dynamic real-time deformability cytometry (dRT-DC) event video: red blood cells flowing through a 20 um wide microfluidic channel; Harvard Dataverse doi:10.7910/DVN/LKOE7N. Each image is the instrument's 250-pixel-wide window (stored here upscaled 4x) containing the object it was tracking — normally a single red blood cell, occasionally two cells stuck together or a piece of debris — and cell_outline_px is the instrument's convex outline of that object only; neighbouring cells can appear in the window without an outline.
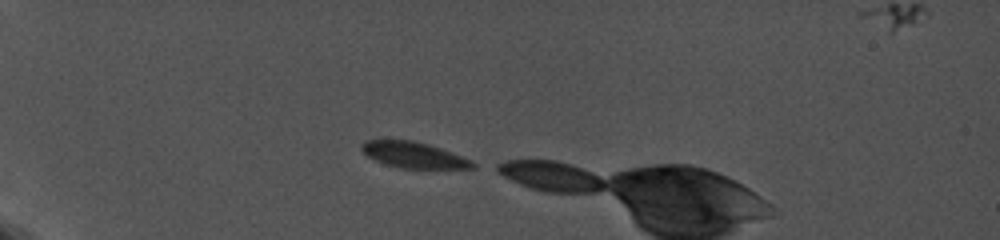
{"species": "common noctule bat (a hibernating species)", "species_latin": "Nyctalus noctula", "temperature_condition": "cold", "stored_images_in_passage": 6, "camera_frame_rate_fps": 5000, "um_per_image_px": 0.085, "animal": {"sex": "female", "body_mass_g": 19.0, "forearm_length_mm": 56.7}, "frame": {"image": 1, "passage_image": 1, "time_ms": 0.0, "image_size_px": [1000, 240], "cell_outline_px": [[480, 164], [476, 168], [400, 168], [376, 160], [368, 156], [360, 148], [360, 144], [364, 140], [412, 140], [428, 144], [452, 152], [472, 160]], "centroid_in_image_um": [35.21, 13.17], "position_along_channel_um": 49.8, "area_um2": 16.76}}